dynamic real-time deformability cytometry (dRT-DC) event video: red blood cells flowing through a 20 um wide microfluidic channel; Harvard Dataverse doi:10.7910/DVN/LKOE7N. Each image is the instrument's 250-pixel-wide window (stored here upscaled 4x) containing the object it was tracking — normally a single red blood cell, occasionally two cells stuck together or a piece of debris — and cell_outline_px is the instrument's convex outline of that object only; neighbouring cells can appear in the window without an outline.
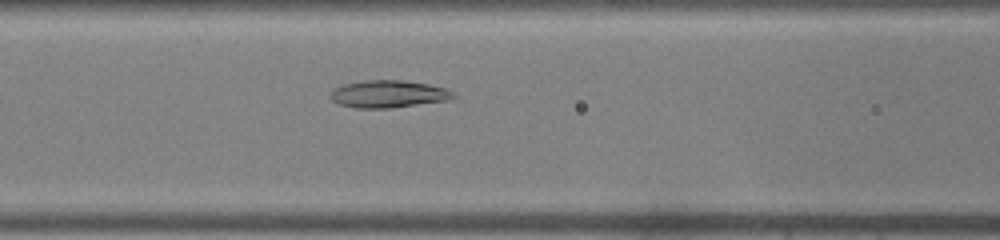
{"species": "common noctule bat (a hibernating species)", "species_latin": "Nyctalus noctula", "temperature_condition": "warm", "stored_images_in_passage": 35, "camera_frame_rate_fps": 3000, "um_per_image_px": 0.085, "animal": {"sex": "male", "body_mass_g": 19.0, "forearm_length_mm": 50.8}, "frame": {"image": 1, "passage_image": 10, "time_ms": 3.0, "image_size_px": [1000, 240], "cell_outline_px": [[456, 96], [448, 100], [392, 108], [356, 108], [340, 104], [332, 100], [328, 96], [332, 88], [344, 84], [364, 80], [404, 80], [428, 84], [448, 88]], "centroid_in_image_um": [32.99, 7.98], "position_along_channel_um": 133.6, "area_um2": 19.77}}
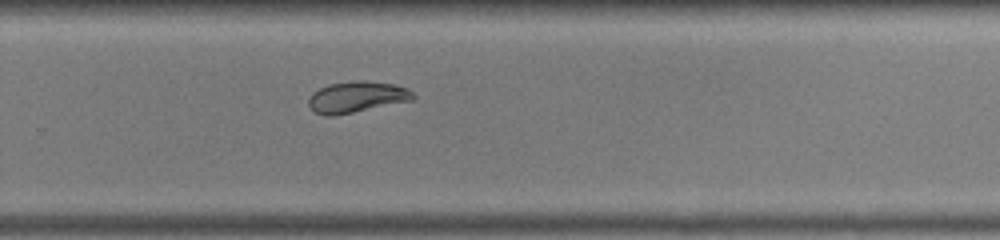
{"frame": {"image": 2, "passage_image": 21, "time_ms": 6.667, "image_size_px": [1000, 240], "cell_outline_px": [[416, 96], [412, 100], [332, 116], [328, 116], [316, 112], [308, 104], [308, 100], [312, 92], [328, 84], [360, 80], [364, 80], [392, 84], [408, 88]], "centroid_in_image_um": [30.32, 8.23], "position_along_channel_um": 299.5, "area_um2": 18.67}}
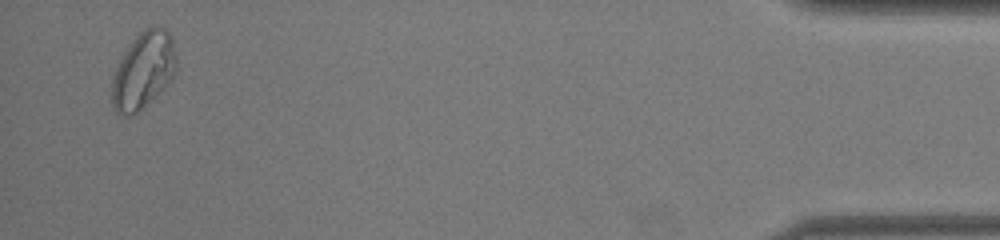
{"frame": {"image": 3, "passage_image": 34, "time_ms": 11.0, "image_size_px": [1000, 240], "cell_outline_px": [[176, 68], [172, 76], [160, 92], [136, 112], [128, 116], [116, 112], [112, 104], [112, 80], [116, 68], [124, 52], [132, 40], [140, 32], [152, 24], [156, 24], [164, 28], [172, 36], [176, 56]], "centroid_in_image_um": [12.19, 5.93], "position_along_channel_um": 423.0, "area_um2": 28.5}}